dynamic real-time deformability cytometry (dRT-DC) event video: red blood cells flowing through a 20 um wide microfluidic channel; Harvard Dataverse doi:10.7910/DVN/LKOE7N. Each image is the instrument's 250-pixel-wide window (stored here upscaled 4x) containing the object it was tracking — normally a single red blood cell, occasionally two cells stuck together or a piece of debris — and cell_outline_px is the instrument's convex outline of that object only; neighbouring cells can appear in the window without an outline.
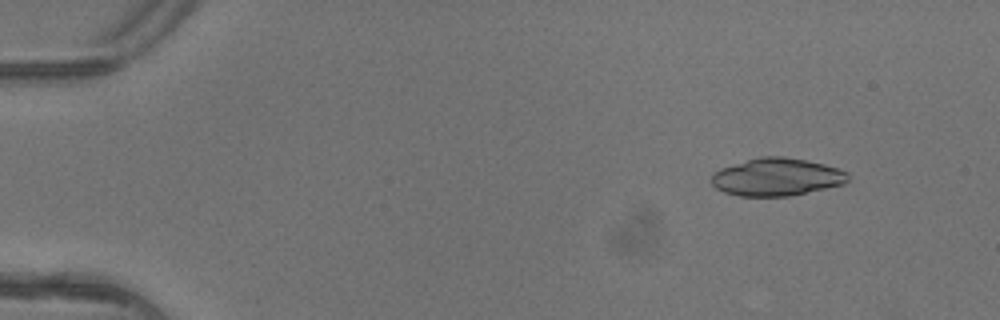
{"species": "common noctule bat (a hibernating species)", "species_latin": "Nyctalus noctula", "temperature_condition": "warm", "stored_images_in_passage": 5, "camera_frame_rate_fps": 3000, "um_per_image_px": 0.085, "animal": {"sex": "female"}, "frame": {"image": 1, "passage_image": 2, "time_ms": 0.333, "image_size_px": [1000, 320], "cell_outline_px": [[848, 180], [844, 184], [788, 196], [740, 196], [724, 192], [716, 188], [712, 184], [712, 172], [720, 168], [760, 156], [784, 156], [824, 164], [848, 172]], "centroid_in_image_um": [66.0, 15.04], "position_along_channel_um": 19.0, "area_um2": 29.82}}
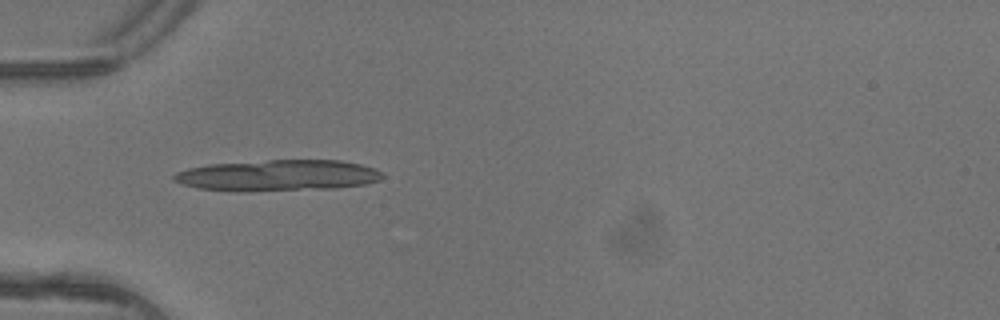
{"frame": {"image": 2, "passage_image": 4, "time_ms": 1.0, "image_size_px": [1000, 320], "cell_outline_px": [[384, 176], [380, 180], [364, 184], [336, 188], [200, 188], [184, 184], [176, 180], [172, 176], [176, 172], [188, 168], [208, 164], [268, 160], [340, 160], [360, 164], [376, 168], [384, 172]], "centroid_in_image_um": [23.76, 14.84], "position_along_channel_um": 61.2, "area_um2": 36.07}}